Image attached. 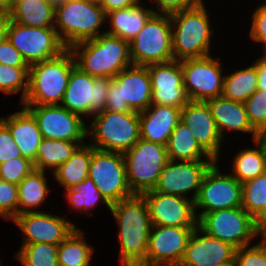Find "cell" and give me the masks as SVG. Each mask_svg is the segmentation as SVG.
I'll list each match as a JSON object with an SVG mask.
<instances>
[{
	"mask_svg": "<svg viewBox=\"0 0 266 266\" xmlns=\"http://www.w3.org/2000/svg\"><path fill=\"white\" fill-rule=\"evenodd\" d=\"M242 208L254 219L266 209V172L242 183Z\"/></svg>",
	"mask_w": 266,
	"mask_h": 266,
	"instance_id": "obj_38",
	"label": "cell"
},
{
	"mask_svg": "<svg viewBox=\"0 0 266 266\" xmlns=\"http://www.w3.org/2000/svg\"><path fill=\"white\" fill-rule=\"evenodd\" d=\"M46 173L34 169L18 184V215L42 210L50 193Z\"/></svg>",
	"mask_w": 266,
	"mask_h": 266,
	"instance_id": "obj_29",
	"label": "cell"
},
{
	"mask_svg": "<svg viewBox=\"0 0 266 266\" xmlns=\"http://www.w3.org/2000/svg\"><path fill=\"white\" fill-rule=\"evenodd\" d=\"M252 63L258 73V89L266 91V58L258 55Z\"/></svg>",
	"mask_w": 266,
	"mask_h": 266,
	"instance_id": "obj_49",
	"label": "cell"
},
{
	"mask_svg": "<svg viewBox=\"0 0 266 266\" xmlns=\"http://www.w3.org/2000/svg\"><path fill=\"white\" fill-rule=\"evenodd\" d=\"M79 146L77 142L43 138L38 147L34 169L53 173Z\"/></svg>",
	"mask_w": 266,
	"mask_h": 266,
	"instance_id": "obj_35",
	"label": "cell"
},
{
	"mask_svg": "<svg viewBox=\"0 0 266 266\" xmlns=\"http://www.w3.org/2000/svg\"><path fill=\"white\" fill-rule=\"evenodd\" d=\"M225 73L222 97L236 102L244 103L258 90V73L255 65L236 69Z\"/></svg>",
	"mask_w": 266,
	"mask_h": 266,
	"instance_id": "obj_33",
	"label": "cell"
},
{
	"mask_svg": "<svg viewBox=\"0 0 266 266\" xmlns=\"http://www.w3.org/2000/svg\"><path fill=\"white\" fill-rule=\"evenodd\" d=\"M9 21L10 18L8 13L0 11V44L7 39Z\"/></svg>",
	"mask_w": 266,
	"mask_h": 266,
	"instance_id": "obj_50",
	"label": "cell"
},
{
	"mask_svg": "<svg viewBox=\"0 0 266 266\" xmlns=\"http://www.w3.org/2000/svg\"><path fill=\"white\" fill-rule=\"evenodd\" d=\"M222 67L220 58L212 55L181 60L183 85L189 101L205 102L222 95L225 76Z\"/></svg>",
	"mask_w": 266,
	"mask_h": 266,
	"instance_id": "obj_15",
	"label": "cell"
},
{
	"mask_svg": "<svg viewBox=\"0 0 266 266\" xmlns=\"http://www.w3.org/2000/svg\"><path fill=\"white\" fill-rule=\"evenodd\" d=\"M90 120L87 123L88 143L97 150L124 154L140 139L139 112L102 110Z\"/></svg>",
	"mask_w": 266,
	"mask_h": 266,
	"instance_id": "obj_4",
	"label": "cell"
},
{
	"mask_svg": "<svg viewBox=\"0 0 266 266\" xmlns=\"http://www.w3.org/2000/svg\"><path fill=\"white\" fill-rule=\"evenodd\" d=\"M118 226L120 266H141L146 260L152 222L146 201L141 195L110 206Z\"/></svg>",
	"mask_w": 266,
	"mask_h": 266,
	"instance_id": "obj_1",
	"label": "cell"
},
{
	"mask_svg": "<svg viewBox=\"0 0 266 266\" xmlns=\"http://www.w3.org/2000/svg\"><path fill=\"white\" fill-rule=\"evenodd\" d=\"M106 13L100 5L70 0L55 9L54 28L67 49L105 33Z\"/></svg>",
	"mask_w": 266,
	"mask_h": 266,
	"instance_id": "obj_6",
	"label": "cell"
},
{
	"mask_svg": "<svg viewBox=\"0 0 266 266\" xmlns=\"http://www.w3.org/2000/svg\"><path fill=\"white\" fill-rule=\"evenodd\" d=\"M151 79V104L182 109L188 102L183 85L181 61L148 65Z\"/></svg>",
	"mask_w": 266,
	"mask_h": 266,
	"instance_id": "obj_21",
	"label": "cell"
},
{
	"mask_svg": "<svg viewBox=\"0 0 266 266\" xmlns=\"http://www.w3.org/2000/svg\"><path fill=\"white\" fill-rule=\"evenodd\" d=\"M0 64L12 67H30L22 54L6 39L0 44Z\"/></svg>",
	"mask_w": 266,
	"mask_h": 266,
	"instance_id": "obj_47",
	"label": "cell"
},
{
	"mask_svg": "<svg viewBox=\"0 0 266 266\" xmlns=\"http://www.w3.org/2000/svg\"><path fill=\"white\" fill-rule=\"evenodd\" d=\"M7 39L29 66L56 58L67 50L54 27H29L10 20Z\"/></svg>",
	"mask_w": 266,
	"mask_h": 266,
	"instance_id": "obj_14",
	"label": "cell"
},
{
	"mask_svg": "<svg viewBox=\"0 0 266 266\" xmlns=\"http://www.w3.org/2000/svg\"><path fill=\"white\" fill-rule=\"evenodd\" d=\"M238 266H266V246L261 242L236 249Z\"/></svg>",
	"mask_w": 266,
	"mask_h": 266,
	"instance_id": "obj_43",
	"label": "cell"
},
{
	"mask_svg": "<svg viewBox=\"0 0 266 266\" xmlns=\"http://www.w3.org/2000/svg\"><path fill=\"white\" fill-rule=\"evenodd\" d=\"M181 121L189 129L201 148L214 160L219 161L225 141L221 137L208 104L203 101H189L181 109ZM223 145V146H222Z\"/></svg>",
	"mask_w": 266,
	"mask_h": 266,
	"instance_id": "obj_22",
	"label": "cell"
},
{
	"mask_svg": "<svg viewBox=\"0 0 266 266\" xmlns=\"http://www.w3.org/2000/svg\"><path fill=\"white\" fill-rule=\"evenodd\" d=\"M220 169L218 161H215L202 179L194 201L197 220L215 210L242 207V183L229 172L222 173Z\"/></svg>",
	"mask_w": 266,
	"mask_h": 266,
	"instance_id": "obj_11",
	"label": "cell"
},
{
	"mask_svg": "<svg viewBox=\"0 0 266 266\" xmlns=\"http://www.w3.org/2000/svg\"><path fill=\"white\" fill-rule=\"evenodd\" d=\"M195 228L152 226L146 260L141 266H179Z\"/></svg>",
	"mask_w": 266,
	"mask_h": 266,
	"instance_id": "obj_19",
	"label": "cell"
},
{
	"mask_svg": "<svg viewBox=\"0 0 266 266\" xmlns=\"http://www.w3.org/2000/svg\"><path fill=\"white\" fill-rule=\"evenodd\" d=\"M205 102L208 104L223 140L227 133L230 134V132H237L239 134L241 132L248 134L247 136L251 134L252 142L258 139V133L249 123L244 103L226 99L222 96L209 99Z\"/></svg>",
	"mask_w": 266,
	"mask_h": 266,
	"instance_id": "obj_25",
	"label": "cell"
},
{
	"mask_svg": "<svg viewBox=\"0 0 266 266\" xmlns=\"http://www.w3.org/2000/svg\"><path fill=\"white\" fill-rule=\"evenodd\" d=\"M140 0H103L101 7L105 13L136 5Z\"/></svg>",
	"mask_w": 266,
	"mask_h": 266,
	"instance_id": "obj_48",
	"label": "cell"
},
{
	"mask_svg": "<svg viewBox=\"0 0 266 266\" xmlns=\"http://www.w3.org/2000/svg\"><path fill=\"white\" fill-rule=\"evenodd\" d=\"M75 66L93 77L114 78L132 65L129 42L103 33L69 48Z\"/></svg>",
	"mask_w": 266,
	"mask_h": 266,
	"instance_id": "obj_2",
	"label": "cell"
},
{
	"mask_svg": "<svg viewBox=\"0 0 266 266\" xmlns=\"http://www.w3.org/2000/svg\"><path fill=\"white\" fill-rule=\"evenodd\" d=\"M111 80L108 77L90 76L74 66L60 105L89 120L97 112L105 110Z\"/></svg>",
	"mask_w": 266,
	"mask_h": 266,
	"instance_id": "obj_10",
	"label": "cell"
},
{
	"mask_svg": "<svg viewBox=\"0 0 266 266\" xmlns=\"http://www.w3.org/2000/svg\"><path fill=\"white\" fill-rule=\"evenodd\" d=\"M145 4L140 0L132 7L107 12L106 24L108 23L109 27H105V33L131 42L155 14L153 6L147 7Z\"/></svg>",
	"mask_w": 266,
	"mask_h": 266,
	"instance_id": "obj_27",
	"label": "cell"
},
{
	"mask_svg": "<svg viewBox=\"0 0 266 266\" xmlns=\"http://www.w3.org/2000/svg\"><path fill=\"white\" fill-rule=\"evenodd\" d=\"M259 240L266 246V231L260 236Z\"/></svg>",
	"mask_w": 266,
	"mask_h": 266,
	"instance_id": "obj_56",
	"label": "cell"
},
{
	"mask_svg": "<svg viewBox=\"0 0 266 266\" xmlns=\"http://www.w3.org/2000/svg\"><path fill=\"white\" fill-rule=\"evenodd\" d=\"M32 170L33 162L23 156L9 159L0 164V179L18 185Z\"/></svg>",
	"mask_w": 266,
	"mask_h": 266,
	"instance_id": "obj_41",
	"label": "cell"
},
{
	"mask_svg": "<svg viewBox=\"0 0 266 266\" xmlns=\"http://www.w3.org/2000/svg\"><path fill=\"white\" fill-rule=\"evenodd\" d=\"M236 248L213 238L198 226L189 237L179 266H220L235 259Z\"/></svg>",
	"mask_w": 266,
	"mask_h": 266,
	"instance_id": "obj_23",
	"label": "cell"
},
{
	"mask_svg": "<svg viewBox=\"0 0 266 266\" xmlns=\"http://www.w3.org/2000/svg\"><path fill=\"white\" fill-rule=\"evenodd\" d=\"M251 13V22L249 25V37L254 43L260 45L266 44V2L258 3V6Z\"/></svg>",
	"mask_w": 266,
	"mask_h": 266,
	"instance_id": "obj_44",
	"label": "cell"
},
{
	"mask_svg": "<svg viewBox=\"0 0 266 266\" xmlns=\"http://www.w3.org/2000/svg\"><path fill=\"white\" fill-rule=\"evenodd\" d=\"M255 225L259 238L266 231V209L255 219Z\"/></svg>",
	"mask_w": 266,
	"mask_h": 266,
	"instance_id": "obj_51",
	"label": "cell"
},
{
	"mask_svg": "<svg viewBox=\"0 0 266 266\" xmlns=\"http://www.w3.org/2000/svg\"><path fill=\"white\" fill-rule=\"evenodd\" d=\"M8 15L11 21L25 26L54 27L55 8L48 0L14 1Z\"/></svg>",
	"mask_w": 266,
	"mask_h": 266,
	"instance_id": "obj_28",
	"label": "cell"
},
{
	"mask_svg": "<svg viewBox=\"0 0 266 266\" xmlns=\"http://www.w3.org/2000/svg\"><path fill=\"white\" fill-rule=\"evenodd\" d=\"M22 157L9 129L0 121V164L9 159Z\"/></svg>",
	"mask_w": 266,
	"mask_h": 266,
	"instance_id": "obj_46",
	"label": "cell"
},
{
	"mask_svg": "<svg viewBox=\"0 0 266 266\" xmlns=\"http://www.w3.org/2000/svg\"><path fill=\"white\" fill-rule=\"evenodd\" d=\"M220 266H238L236 260L234 259L233 261H230L226 264L220 265Z\"/></svg>",
	"mask_w": 266,
	"mask_h": 266,
	"instance_id": "obj_55",
	"label": "cell"
},
{
	"mask_svg": "<svg viewBox=\"0 0 266 266\" xmlns=\"http://www.w3.org/2000/svg\"><path fill=\"white\" fill-rule=\"evenodd\" d=\"M75 60L69 49L60 56L29 67V89L18 105H60Z\"/></svg>",
	"mask_w": 266,
	"mask_h": 266,
	"instance_id": "obj_5",
	"label": "cell"
},
{
	"mask_svg": "<svg viewBox=\"0 0 266 266\" xmlns=\"http://www.w3.org/2000/svg\"><path fill=\"white\" fill-rule=\"evenodd\" d=\"M152 4L155 5L152 8L155 14H172L174 12L192 9L201 6L204 0H151Z\"/></svg>",
	"mask_w": 266,
	"mask_h": 266,
	"instance_id": "obj_45",
	"label": "cell"
},
{
	"mask_svg": "<svg viewBox=\"0 0 266 266\" xmlns=\"http://www.w3.org/2000/svg\"><path fill=\"white\" fill-rule=\"evenodd\" d=\"M254 147L239 150L233 157L230 174L240 183L256 178L266 172V151L260 141L254 140Z\"/></svg>",
	"mask_w": 266,
	"mask_h": 266,
	"instance_id": "obj_32",
	"label": "cell"
},
{
	"mask_svg": "<svg viewBox=\"0 0 266 266\" xmlns=\"http://www.w3.org/2000/svg\"><path fill=\"white\" fill-rule=\"evenodd\" d=\"M168 159L172 161L213 160L198 144L192 131L180 121L167 143Z\"/></svg>",
	"mask_w": 266,
	"mask_h": 266,
	"instance_id": "obj_30",
	"label": "cell"
},
{
	"mask_svg": "<svg viewBox=\"0 0 266 266\" xmlns=\"http://www.w3.org/2000/svg\"><path fill=\"white\" fill-rule=\"evenodd\" d=\"M198 227L207 235L231 244L236 249L258 240L255 219L242 207L215 210L198 220Z\"/></svg>",
	"mask_w": 266,
	"mask_h": 266,
	"instance_id": "obj_12",
	"label": "cell"
},
{
	"mask_svg": "<svg viewBox=\"0 0 266 266\" xmlns=\"http://www.w3.org/2000/svg\"><path fill=\"white\" fill-rule=\"evenodd\" d=\"M262 48H263V49H262V50H263V52H262L263 54H260V55H261L262 57H265V58H266V44H263V45H262Z\"/></svg>",
	"mask_w": 266,
	"mask_h": 266,
	"instance_id": "obj_58",
	"label": "cell"
},
{
	"mask_svg": "<svg viewBox=\"0 0 266 266\" xmlns=\"http://www.w3.org/2000/svg\"><path fill=\"white\" fill-rule=\"evenodd\" d=\"M92 146L89 143L79 145L71 157L52 174L57 184L64 189L73 188L83 182L89 175Z\"/></svg>",
	"mask_w": 266,
	"mask_h": 266,
	"instance_id": "obj_31",
	"label": "cell"
},
{
	"mask_svg": "<svg viewBox=\"0 0 266 266\" xmlns=\"http://www.w3.org/2000/svg\"><path fill=\"white\" fill-rule=\"evenodd\" d=\"M214 162V160H168L160 173L154 191L167 195H176L195 201L202 179L206 171Z\"/></svg>",
	"mask_w": 266,
	"mask_h": 266,
	"instance_id": "obj_17",
	"label": "cell"
},
{
	"mask_svg": "<svg viewBox=\"0 0 266 266\" xmlns=\"http://www.w3.org/2000/svg\"><path fill=\"white\" fill-rule=\"evenodd\" d=\"M88 177L110 205L134 196L127 182L122 153L92 147Z\"/></svg>",
	"mask_w": 266,
	"mask_h": 266,
	"instance_id": "obj_13",
	"label": "cell"
},
{
	"mask_svg": "<svg viewBox=\"0 0 266 266\" xmlns=\"http://www.w3.org/2000/svg\"><path fill=\"white\" fill-rule=\"evenodd\" d=\"M147 203L152 226L197 227L194 201L154 190L141 194Z\"/></svg>",
	"mask_w": 266,
	"mask_h": 266,
	"instance_id": "obj_20",
	"label": "cell"
},
{
	"mask_svg": "<svg viewBox=\"0 0 266 266\" xmlns=\"http://www.w3.org/2000/svg\"><path fill=\"white\" fill-rule=\"evenodd\" d=\"M244 105L252 128L258 134L266 131V91L258 89Z\"/></svg>",
	"mask_w": 266,
	"mask_h": 266,
	"instance_id": "obj_40",
	"label": "cell"
},
{
	"mask_svg": "<svg viewBox=\"0 0 266 266\" xmlns=\"http://www.w3.org/2000/svg\"><path fill=\"white\" fill-rule=\"evenodd\" d=\"M19 111L1 117L0 121L9 129L23 157L33 163L43 137L34 116L20 105Z\"/></svg>",
	"mask_w": 266,
	"mask_h": 266,
	"instance_id": "obj_26",
	"label": "cell"
},
{
	"mask_svg": "<svg viewBox=\"0 0 266 266\" xmlns=\"http://www.w3.org/2000/svg\"><path fill=\"white\" fill-rule=\"evenodd\" d=\"M132 65L148 66L174 60L169 14H154L129 42Z\"/></svg>",
	"mask_w": 266,
	"mask_h": 266,
	"instance_id": "obj_9",
	"label": "cell"
},
{
	"mask_svg": "<svg viewBox=\"0 0 266 266\" xmlns=\"http://www.w3.org/2000/svg\"><path fill=\"white\" fill-rule=\"evenodd\" d=\"M57 251L58 245L39 242L22 244L14 255L21 266H59Z\"/></svg>",
	"mask_w": 266,
	"mask_h": 266,
	"instance_id": "obj_37",
	"label": "cell"
},
{
	"mask_svg": "<svg viewBox=\"0 0 266 266\" xmlns=\"http://www.w3.org/2000/svg\"><path fill=\"white\" fill-rule=\"evenodd\" d=\"M180 121V108L151 104L139 112L140 138L167 146L171 133Z\"/></svg>",
	"mask_w": 266,
	"mask_h": 266,
	"instance_id": "obj_24",
	"label": "cell"
},
{
	"mask_svg": "<svg viewBox=\"0 0 266 266\" xmlns=\"http://www.w3.org/2000/svg\"><path fill=\"white\" fill-rule=\"evenodd\" d=\"M14 4V0H0V11L8 13Z\"/></svg>",
	"mask_w": 266,
	"mask_h": 266,
	"instance_id": "obj_52",
	"label": "cell"
},
{
	"mask_svg": "<svg viewBox=\"0 0 266 266\" xmlns=\"http://www.w3.org/2000/svg\"><path fill=\"white\" fill-rule=\"evenodd\" d=\"M52 6L56 9L59 6H62L63 4L67 3L70 0H48Z\"/></svg>",
	"mask_w": 266,
	"mask_h": 266,
	"instance_id": "obj_53",
	"label": "cell"
},
{
	"mask_svg": "<svg viewBox=\"0 0 266 266\" xmlns=\"http://www.w3.org/2000/svg\"><path fill=\"white\" fill-rule=\"evenodd\" d=\"M258 140L264 146L265 151H266V131H263L258 134Z\"/></svg>",
	"mask_w": 266,
	"mask_h": 266,
	"instance_id": "obj_54",
	"label": "cell"
},
{
	"mask_svg": "<svg viewBox=\"0 0 266 266\" xmlns=\"http://www.w3.org/2000/svg\"><path fill=\"white\" fill-rule=\"evenodd\" d=\"M36 119L43 138L87 142V123L61 105H21Z\"/></svg>",
	"mask_w": 266,
	"mask_h": 266,
	"instance_id": "obj_16",
	"label": "cell"
},
{
	"mask_svg": "<svg viewBox=\"0 0 266 266\" xmlns=\"http://www.w3.org/2000/svg\"><path fill=\"white\" fill-rule=\"evenodd\" d=\"M48 211L25 212L12 221L22 231V243H51L59 245L76 229L75 223Z\"/></svg>",
	"mask_w": 266,
	"mask_h": 266,
	"instance_id": "obj_18",
	"label": "cell"
},
{
	"mask_svg": "<svg viewBox=\"0 0 266 266\" xmlns=\"http://www.w3.org/2000/svg\"><path fill=\"white\" fill-rule=\"evenodd\" d=\"M65 198L67 199L68 207L73 212L84 213L86 216H93L90 210L96 208L100 202L110 209V204L105 200L98 188L90 177H87L83 182L78 183L73 188L65 189Z\"/></svg>",
	"mask_w": 266,
	"mask_h": 266,
	"instance_id": "obj_36",
	"label": "cell"
},
{
	"mask_svg": "<svg viewBox=\"0 0 266 266\" xmlns=\"http://www.w3.org/2000/svg\"><path fill=\"white\" fill-rule=\"evenodd\" d=\"M129 188L134 195L154 190L168 162L167 147L140 138L123 154Z\"/></svg>",
	"mask_w": 266,
	"mask_h": 266,
	"instance_id": "obj_7",
	"label": "cell"
},
{
	"mask_svg": "<svg viewBox=\"0 0 266 266\" xmlns=\"http://www.w3.org/2000/svg\"><path fill=\"white\" fill-rule=\"evenodd\" d=\"M84 231L80 227L58 245L57 258L59 266H91L95 247L89 245Z\"/></svg>",
	"mask_w": 266,
	"mask_h": 266,
	"instance_id": "obj_34",
	"label": "cell"
},
{
	"mask_svg": "<svg viewBox=\"0 0 266 266\" xmlns=\"http://www.w3.org/2000/svg\"><path fill=\"white\" fill-rule=\"evenodd\" d=\"M210 17V18H209ZM172 25V49L174 60L203 58L211 55V16L207 6H201L170 14Z\"/></svg>",
	"mask_w": 266,
	"mask_h": 266,
	"instance_id": "obj_3",
	"label": "cell"
},
{
	"mask_svg": "<svg viewBox=\"0 0 266 266\" xmlns=\"http://www.w3.org/2000/svg\"><path fill=\"white\" fill-rule=\"evenodd\" d=\"M29 89V67H12L0 64V92L5 95L20 94L19 104Z\"/></svg>",
	"mask_w": 266,
	"mask_h": 266,
	"instance_id": "obj_39",
	"label": "cell"
},
{
	"mask_svg": "<svg viewBox=\"0 0 266 266\" xmlns=\"http://www.w3.org/2000/svg\"><path fill=\"white\" fill-rule=\"evenodd\" d=\"M151 92L148 66L131 65L111 80L105 110L142 112L151 105Z\"/></svg>",
	"mask_w": 266,
	"mask_h": 266,
	"instance_id": "obj_8",
	"label": "cell"
},
{
	"mask_svg": "<svg viewBox=\"0 0 266 266\" xmlns=\"http://www.w3.org/2000/svg\"><path fill=\"white\" fill-rule=\"evenodd\" d=\"M18 215V185L0 179V217L12 221Z\"/></svg>",
	"mask_w": 266,
	"mask_h": 266,
	"instance_id": "obj_42",
	"label": "cell"
},
{
	"mask_svg": "<svg viewBox=\"0 0 266 266\" xmlns=\"http://www.w3.org/2000/svg\"><path fill=\"white\" fill-rule=\"evenodd\" d=\"M86 1H88L90 3H94V4H97V5H100V6H101V4L103 2V0H86Z\"/></svg>",
	"mask_w": 266,
	"mask_h": 266,
	"instance_id": "obj_57",
	"label": "cell"
}]
</instances>
